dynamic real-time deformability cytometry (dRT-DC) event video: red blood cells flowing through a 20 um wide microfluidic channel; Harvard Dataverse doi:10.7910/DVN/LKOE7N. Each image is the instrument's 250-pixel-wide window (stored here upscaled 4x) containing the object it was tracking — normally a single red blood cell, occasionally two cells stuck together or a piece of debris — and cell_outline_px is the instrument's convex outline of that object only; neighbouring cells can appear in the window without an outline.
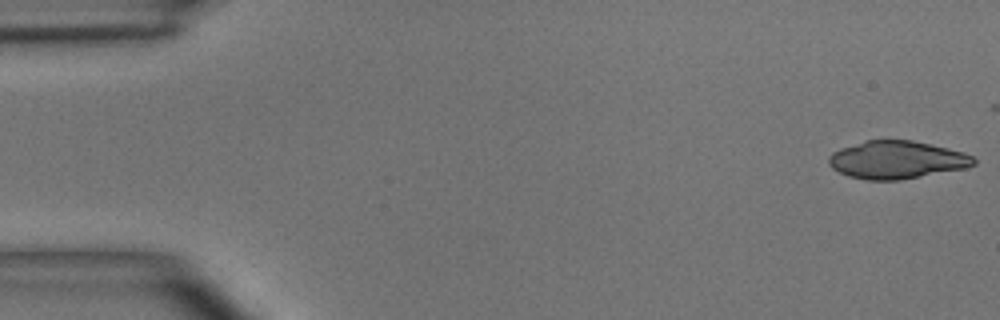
{"species": "common noctule bat (a hibernating species)", "species_latin": "Nyctalus noctula", "temperature_condition": "room temperature", "stored_images_in_passage": 5, "camera_frame_rate_fps": 3000, "um_per_image_px": 0.085, "animal": {"sex": "male", "body_mass_g": 15.6}, "frame": {"image": 1, "passage_image": 1, "time_ms": 0.0, "image_size_px": [1000, 320], "cell_outline_px": [[976, 164], [964, 168], [900, 180], [868, 180], [848, 176], [832, 168], [828, 164], [828, 156], [832, 152], [840, 148], [868, 140], [912, 140], [948, 148], [964, 152], [972, 156], [976, 160]], "centroid_in_image_um": [76.21, 13.58], "position_along_channel_um": 8.8, "area_um2": 31.85}}